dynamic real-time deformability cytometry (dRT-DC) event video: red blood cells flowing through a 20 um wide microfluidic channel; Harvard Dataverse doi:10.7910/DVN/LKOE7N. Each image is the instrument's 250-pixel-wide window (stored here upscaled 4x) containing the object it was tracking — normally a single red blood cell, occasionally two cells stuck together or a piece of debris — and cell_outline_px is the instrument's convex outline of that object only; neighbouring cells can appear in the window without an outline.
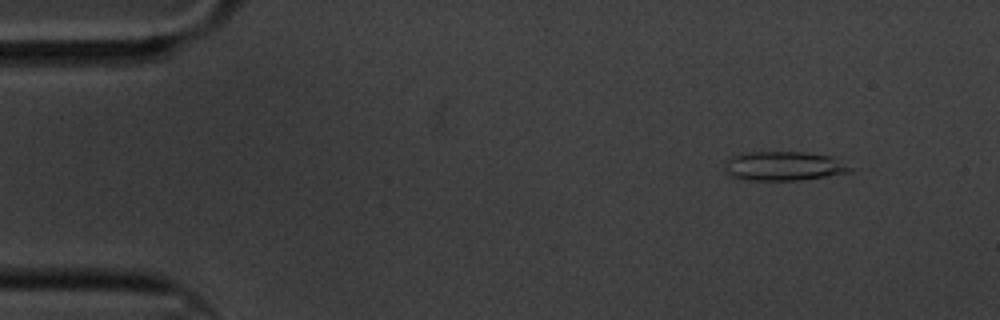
{"species": "common noctule bat (a hibernating species)", "species_latin": "Nyctalus noctula", "temperature_condition": "cold", "stored_images_in_passage": 61, "segment_of_instrument_passage": [1, 2], "camera_frame_rate_fps": 3000, "um_per_image_px": 0.085, "animal": {"sex": "male", "body_mass_g": 20.1, "forearm_length_mm": 53.5}, "frame": {"image": 1, "passage_image": 6, "time_ms": 1.667, "image_size_px": [1000, 320], "cell_outline_px": [[852, 172], [800, 180], [748, 180], [732, 176], [724, 172], [724, 164], [732, 156], [748, 152], [808, 152], [832, 156], [852, 168]], "centroid_in_image_um": [66.62, 14.11], "position_along_channel_um": 18.4, "area_um2": 21.33}}
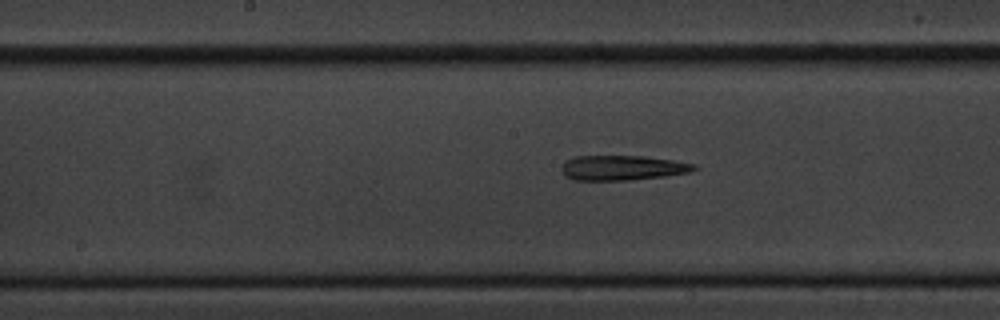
{"frame": {"image": 2, "passage_image": 30, "time_ms": 9.667, "image_size_px": [1000, 320], "cell_outline_px": [[700, 168], [688, 172], [664, 176], [628, 180], [572, 180], [564, 176], [560, 168], [568, 160], [576, 156], [644, 156], [672, 160], [696, 164]], "centroid_in_image_um": [52.9, 14.26], "position_along_channel_um": 195.3, "area_um2": 19.19}}
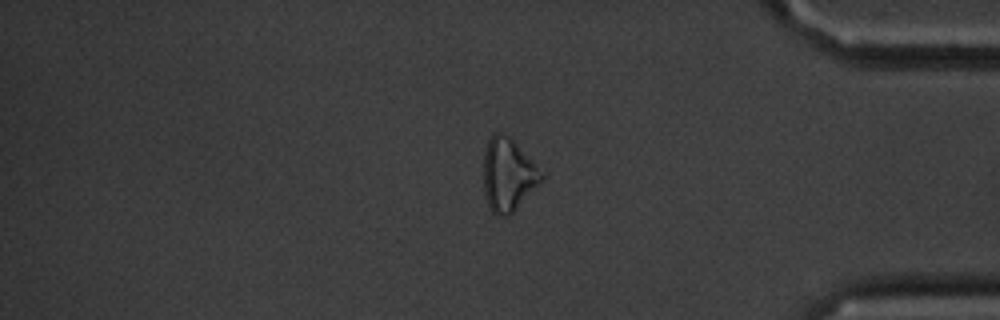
{"frame": {"image": 3, "passage_image": 50, "time_ms": 16.333, "image_size_px": [1000, 320], "cell_outline_px": [[544, 176], [540, 184], [508, 216], [496, 216], [492, 212], [488, 204], [484, 192], [484, 152], [488, 140], [496, 132], [500, 132], [508, 136], [544, 172]], "centroid_in_image_um": [43.19, 14.87], "position_along_channel_um": 392.0, "area_um2": 24.39}}